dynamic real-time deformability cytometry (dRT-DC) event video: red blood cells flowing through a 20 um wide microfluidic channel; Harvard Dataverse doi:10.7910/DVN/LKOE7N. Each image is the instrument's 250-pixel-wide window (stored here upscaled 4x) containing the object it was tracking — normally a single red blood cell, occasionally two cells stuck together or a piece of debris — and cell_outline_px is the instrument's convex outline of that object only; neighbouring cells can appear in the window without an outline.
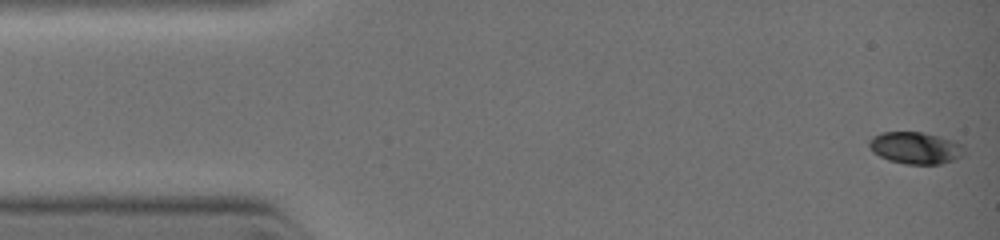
{"species": "common noctule bat (a hibernating species)", "species_latin": "Nyctalus noctula", "temperature_condition": "warm", "stored_images_in_passage": 5, "camera_frame_rate_fps": 3000, "um_per_image_px": 0.085, "animal": {"sex": "female", "body_mass_g": 19.0, "forearm_length_mm": 51.5}, "frame": {"image": 1, "passage_image": 1, "time_ms": 0.0, "image_size_px": [1000, 240], "cell_outline_px": [[964, 156], [940, 164], [904, 164], [888, 160], [872, 152], [868, 144], [868, 140], [872, 136], [880, 132], [924, 132], [952, 140], [960, 144], [964, 148]], "centroid_in_image_um": [77.78, 12.57], "position_along_channel_um": 7.2, "area_um2": 17.8}}